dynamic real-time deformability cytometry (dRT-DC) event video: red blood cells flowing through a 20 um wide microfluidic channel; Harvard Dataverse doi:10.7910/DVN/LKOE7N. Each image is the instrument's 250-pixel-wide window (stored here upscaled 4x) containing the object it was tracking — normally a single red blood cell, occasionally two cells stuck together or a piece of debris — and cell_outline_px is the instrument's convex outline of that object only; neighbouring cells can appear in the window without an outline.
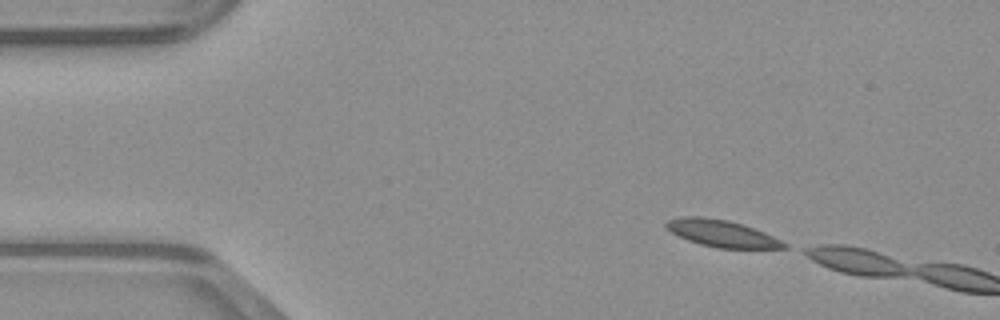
{"species": "common noctule bat (a hibernating species)", "species_latin": "Nyctalus noctula", "temperature_condition": "warm", "stored_images_in_passage": 3, "camera_frame_rate_fps": 3000, "um_per_image_px": 0.085, "animal": {"sex": "male", "body_mass_g": 23.1, "forearm_length_mm": 52.7}, "frame": {"image": 1, "passage_image": 1, "time_ms": 0.0, "image_size_px": [1000, 320], "cell_outline_px": [[788, 248], [716, 248], [700, 244], [688, 240], [672, 232], [664, 224], [668, 220], [684, 216], [700, 216], [728, 220], [764, 232], [788, 244]], "centroid_in_image_um": [61.35, 19.84], "position_along_channel_um": 23.6, "area_um2": 18.15}}